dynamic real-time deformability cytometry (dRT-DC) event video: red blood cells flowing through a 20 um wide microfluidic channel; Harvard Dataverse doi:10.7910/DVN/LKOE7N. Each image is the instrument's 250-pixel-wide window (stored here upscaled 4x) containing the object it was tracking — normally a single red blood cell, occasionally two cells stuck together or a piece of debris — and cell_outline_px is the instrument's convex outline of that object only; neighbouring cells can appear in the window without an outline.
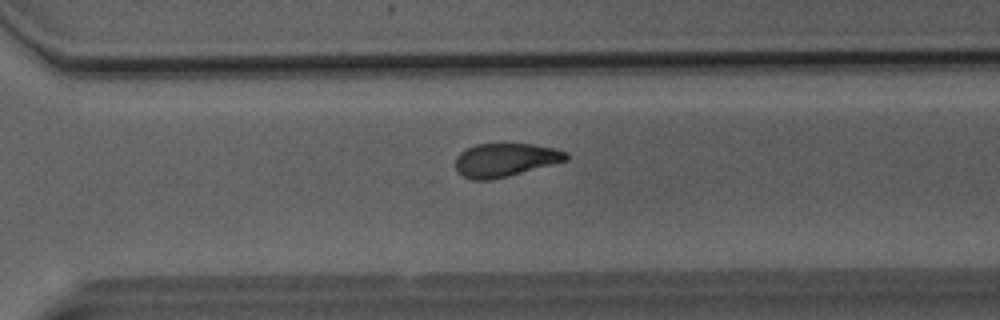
{"species": "Egyptian fruit bat (a non-hibernating species)", "species_latin": "Rousettus aegyptiacus", "temperature_condition": "room temperature", "stored_images_in_passage": 38, "camera_frame_rate_fps": 3000, "um_per_image_px": 0.085, "animal": {"sex": "male"}, "frame": {"image": 1, "passage_image": 23, "time_ms": 7.333, "image_size_px": [1000, 320], "cell_outline_px": [[568, 160], [508, 176], [488, 180], [472, 180], [456, 172], [456, 156], [460, 152], [476, 144], [532, 144], [556, 148], [568, 152]], "centroid_in_image_um": [42.95, 13.59], "position_along_channel_um": 327.7, "area_um2": 21.56}}
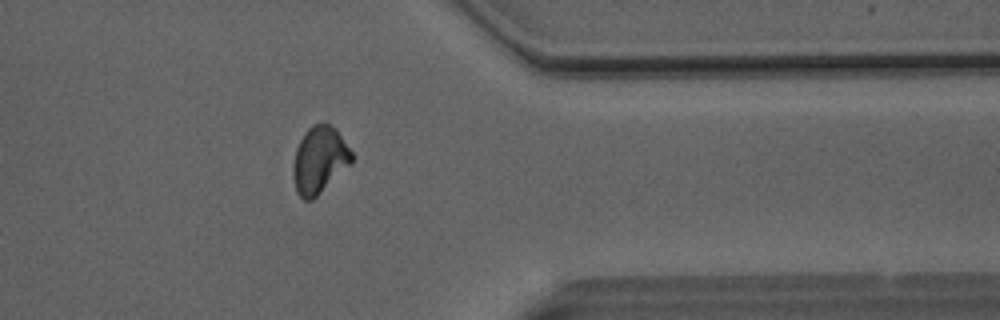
{"frame": {"image": 2, "passage_image": 28, "time_ms": 9.0, "image_size_px": [1000, 320], "cell_outline_px": [[352, 164], [312, 200], [304, 200], [296, 192], [292, 172], [292, 168], [296, 148], [304, 132], [312, 124], [324, 120], [332, 124], [336, 128], [352, 152]], "centroid_in_image_um": [27.15, 13.55], "position_along_channel_um": 384.2, "area_um2": 23.24}}
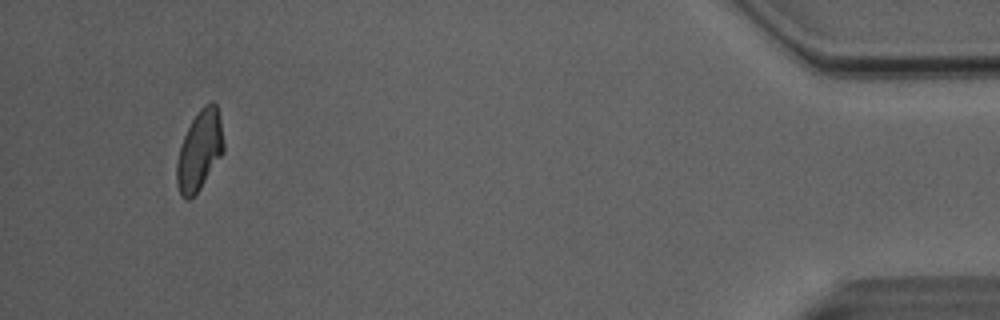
{"frame": {"image": 3, "passage_image": 35, "time_ms": 11.333, "image_size_px": [1000, 320], "cell_outline_px": [[224, 152], [200, 188], [188, 200], [180, 196], [176, 184], [176, 160], [184, 136], [192, 120], [200, 108], [204, 104], [212, 100], [216, 104], [220, 116], [224, 144]], "centroid_in_image_um": [16.96, 12.78], "position_along_channel_um": 418.2, "area_um2": 21.85}, "authors_computed_cell_mechanics": {"area_um2": 22.3686, "velocity_mm_per_s": 4.0818, "shape_relaxation_time_tau1_ms": 7.035, "shape_relaxation_time_tau2_ms": 3.4276, "deformation_change_tau1": 0.1748, "deformation_change_tau2": 0.0982}}